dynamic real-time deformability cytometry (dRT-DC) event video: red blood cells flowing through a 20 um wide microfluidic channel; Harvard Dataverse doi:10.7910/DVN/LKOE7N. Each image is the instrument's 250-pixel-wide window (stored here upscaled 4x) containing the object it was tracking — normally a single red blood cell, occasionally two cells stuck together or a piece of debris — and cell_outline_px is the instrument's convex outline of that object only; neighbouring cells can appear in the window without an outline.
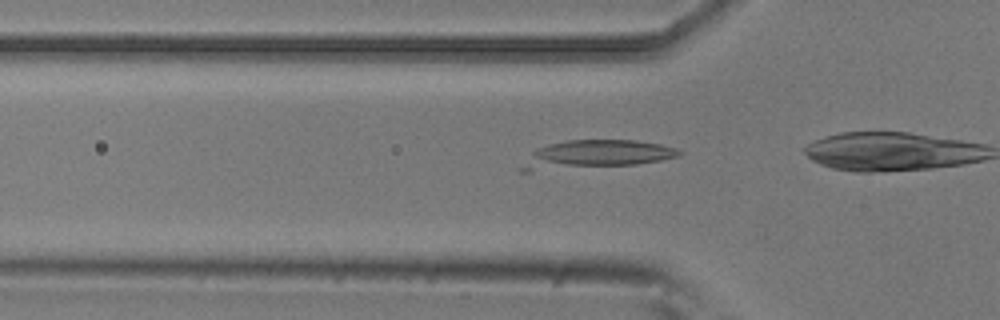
{"species": "common noctule bat (a hibernating species)", "species_latin": "Nyctalus noctula", "temperature_condition": "room temperature", "stored_images_in_passage": 5, "camera_frame_rate_fps": 3000, "um_per_image_px": 0.085, "animal": {"sex": "male", "body_mass_g": 20.5, "forearm_length_mm": 52.5}, "frame": {"image": 1, "passage_image": 3, "time_ms": 0.667, "image_size_px": [1000, 320], "cell_outline_px": [[684, 152], [680, 156], [660, 160], [636, 164], [532, 172], [520, 172], [516, 168], [536, 148], [548, 144], [568, 140], [636, 140], [660, 144], [676, 148]], "centroid_in_image_um": [50.55, 13.15], "position_along_channel_um": 75.3, "area_um2": 26.47}}